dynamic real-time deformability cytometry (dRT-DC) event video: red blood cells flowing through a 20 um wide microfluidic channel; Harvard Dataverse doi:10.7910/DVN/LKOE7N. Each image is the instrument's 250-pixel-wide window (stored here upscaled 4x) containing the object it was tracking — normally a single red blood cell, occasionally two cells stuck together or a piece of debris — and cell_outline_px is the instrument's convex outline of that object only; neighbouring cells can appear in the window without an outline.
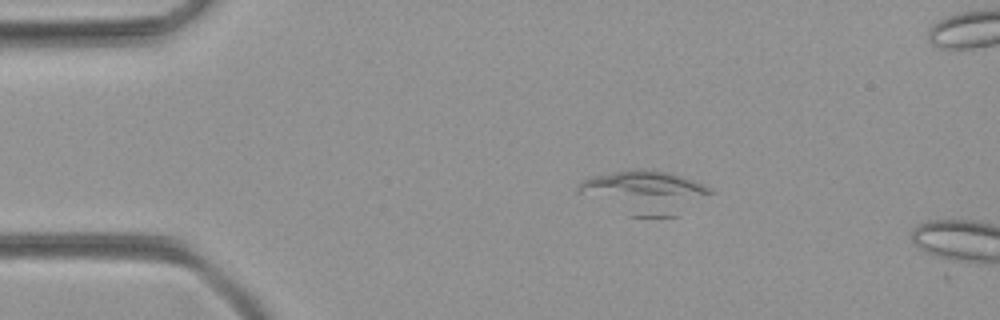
{"species": "common noctule bat (a hibernating species)", "species_latin": "Nyctalus noctula", "temperature_condition": "room temperature", "stored_images_in_passage": 1, "camera_frame_rate_fps": 3000, "um_per_image_px": 0.085, "animal": {"sex": "female", "body_mass_g": 21.9}, "frame": {"image": 1, "passage_image": 1, "time_ms": 0.0, "image_size_px": [1000, 320], "cell_outline_px": [[716, 192], [576, 192], [576, 188], [584, 180], [592, 176], [616, 172], [668, 172], [704, 184], [712, 188]], "centroid_in_image_um": [54.51, 15.58], "position_along_channel_um": 30.5, "area_um2": 15.95}}